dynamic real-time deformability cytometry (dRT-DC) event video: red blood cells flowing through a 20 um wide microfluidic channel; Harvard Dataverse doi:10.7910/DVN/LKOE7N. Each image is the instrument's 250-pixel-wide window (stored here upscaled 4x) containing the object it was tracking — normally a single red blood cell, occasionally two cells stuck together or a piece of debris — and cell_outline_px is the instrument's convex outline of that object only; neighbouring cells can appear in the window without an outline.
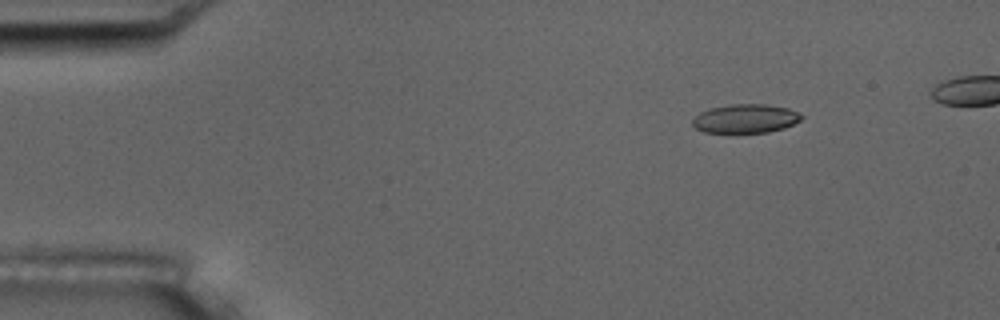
{"species": "common noctule bat (a hibernating species)", "species_latin": "Nyctalus noctula", "temperature_condition": "room temperature", "stored_images_in_passage": 10, "camera_frame_rate_fps": 3000, "um_per_image_px": 0.085, "animal": {"sex": "male", "body_mass_g": 17.5, "forearm_length_mm": 52.3}, "frame": {"image": 1, "passage_image": 1, "time_ms": 0.0, "image_size_px": [1000, 320], "cell_outline_px": [[804, 116], [800, 120], [784, 128], [768, 132], [736, 136], [704, 132], [696, 128], [692, 124], [692, 120], [700, 112], [712, 108], [732, 104], [764, 104], [788, 108]], "centroid_in_image_um": [63.33, 10.14], "position_along_channel_um": 21.7, "area_um2": 18.96}}
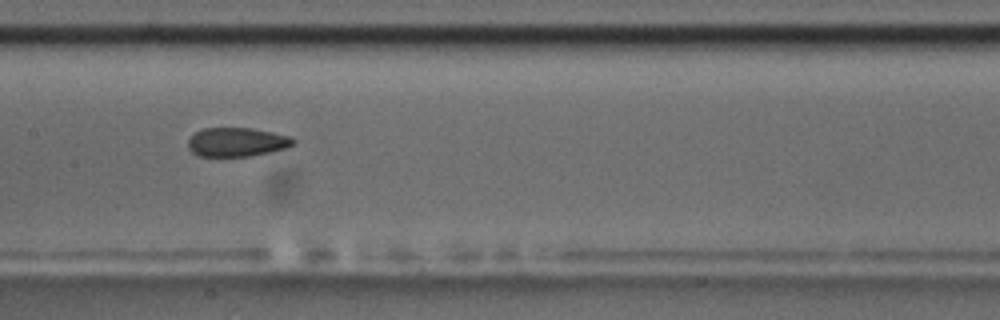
{"frame": {"image": 2, "passage_image": 7, "time_ms": 6.667, "image_size_px": [1000, 320], "cell_outline_px": [[296, 144], [284, 148], [268, 152], [248, 156], [196, 156], [188, 148], [188, 140], [196, 132], [204, 128], [252, 128], [292, 136], [296, 140]], "centroid_in_image_um": [20.14, 12.07], "position_along_channel_um": 187.3, "area_um2": 17.74}}